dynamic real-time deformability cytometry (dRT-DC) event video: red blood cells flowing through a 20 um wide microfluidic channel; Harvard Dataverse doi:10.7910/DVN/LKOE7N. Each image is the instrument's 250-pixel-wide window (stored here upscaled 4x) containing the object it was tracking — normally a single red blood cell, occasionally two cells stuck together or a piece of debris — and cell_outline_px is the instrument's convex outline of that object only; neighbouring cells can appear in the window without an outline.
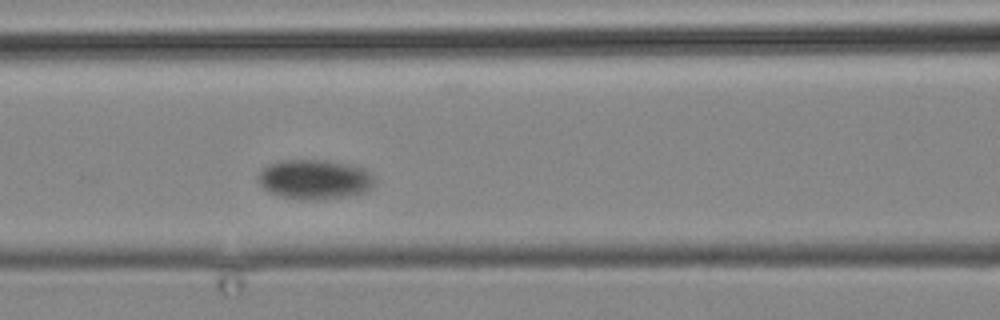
{"species": "common noctule bat (a hibernating species)", "species_latin": "Nyctalus noctula", "temperature_condition": "cold", "stored_images_in_passage": 4, "camera_frame_rate_fps": 3000, "um_per_image_px": 0.085, "animal": {"sex": "male", "body_mass_g": 19.2, "forearm_length_mm": 51.8}, "frame": {"image": 1, "passage_image": 4, "time_ms": 3.333, "image_size_px": [1000, 320], "cell_outline_px": [[372, 188], [364, 192], [348, 196], [320, 200], [296, 200], [280, 196], [268, 192], [260, 184], [256, 176], [268, 164], [284, 160], [324, 160], [364, 168], [372, 176]], "centroid_in_image_um": [26.69, 15.27], "position_along_channel_um": 139.9, "area_um2": 26.88}}